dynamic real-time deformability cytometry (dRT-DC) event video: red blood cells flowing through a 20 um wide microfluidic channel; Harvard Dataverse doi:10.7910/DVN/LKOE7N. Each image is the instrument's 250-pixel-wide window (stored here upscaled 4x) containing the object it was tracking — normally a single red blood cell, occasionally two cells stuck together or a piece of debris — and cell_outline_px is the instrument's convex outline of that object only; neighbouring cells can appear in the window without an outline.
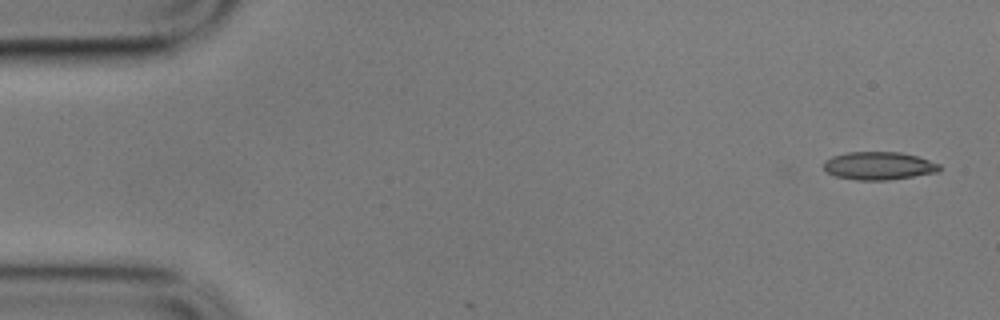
{"species": "common noctule bat (a hibernating species)", "species_latin": "Nyctalus noctula", "temperature_condition": "cold", "stored_images_in_passage": 3, "camera_frame_rate_fps": 3000, "um_per_image_px": 0.085, "animal": {"sex": "male", "body_mass_g": 17.9}, "frame": {"image": 1, "passage_image": 1, "time_ms": 0.0, "image_size_px": [1000, 320], "cell_outline_px": [[940, 172], [888, 180], [856, 180], [836, 176], [828, 172], [824, 168], [824, 160], [832, 156], [848, 152], [900, 152], [916, 156], [940, 164]], "centroid_in_image_um": [74.7, 14.09], "position_along_channel_um": 10.3, "area_um2": 18.84}}